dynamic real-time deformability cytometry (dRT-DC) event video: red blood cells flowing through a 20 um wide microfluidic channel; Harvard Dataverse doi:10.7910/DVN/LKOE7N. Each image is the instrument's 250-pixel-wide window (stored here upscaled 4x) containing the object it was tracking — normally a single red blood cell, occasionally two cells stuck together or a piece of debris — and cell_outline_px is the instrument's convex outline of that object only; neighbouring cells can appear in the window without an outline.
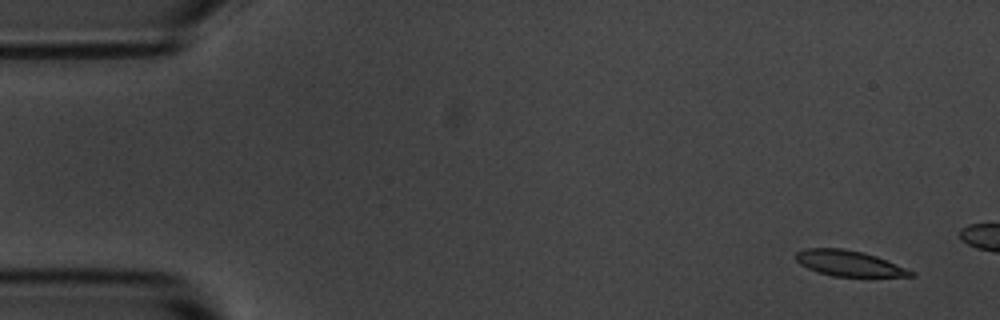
{"species": "common noctule bat (a hibernating species)", "species_latin": "Nyctalus noctula", "temperature_condition": "room temperature", "stored_images_in_passage": 4, "camera_frame_rate_fps": 3000, "um_per_image_px": 0.085, "animal": {"sex": "male", "body_mass_g": 20.1, "forearm_length_mm": 53.5}, "frame": {"image": 1, "passage_image": 1, "time_ms": 0.0, "image_size_px": [1000, 320], "cell_outline_px": [[916, 276], [832, 276], [808, 268], [800, 264], [796, 260], [796, 252], [804, 248], [844, 248], [876, 256], [916, 272]], "centroid_in_image_um": [72.15, 22.37], "position_along_channel_um": 12.8, "area_um2": 16.94}}